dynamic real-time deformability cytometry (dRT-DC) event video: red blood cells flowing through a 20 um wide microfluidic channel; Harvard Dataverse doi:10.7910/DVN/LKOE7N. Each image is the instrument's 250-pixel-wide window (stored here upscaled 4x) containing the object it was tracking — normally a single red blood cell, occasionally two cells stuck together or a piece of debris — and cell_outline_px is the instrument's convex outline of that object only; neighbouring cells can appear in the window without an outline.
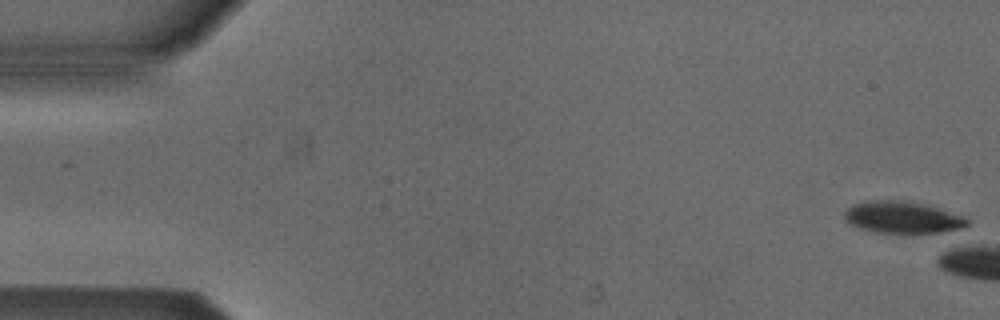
{"species": "Egyptian fruit bat (a non-hibernating species)", "species_latin": "Rousettus aegyptiacus", "temperature_condition": "cold", "stored_images_in_passage": 1, "camera_frame_rate_fps": 3000, "um_per_image_px": 0.085, "animal": {"sex": "male"}, "frame": {"image": 1, "passage_image": 1, "time_ms": 0.0, "image_size_px": [1000, 320], "cell_outline_px": [[968, 224], [952, 232], [876, 232], [860, 228], [852, 224], [844, 216], [844, 212], [852, 204], [872, 200], [900, 200], [924, 204], [960, 216], [968, 220]], "centroid_in_image_um": [76.68, 18.47], "position_along_channel_um": 8.3, "area_um2": 22.2}}